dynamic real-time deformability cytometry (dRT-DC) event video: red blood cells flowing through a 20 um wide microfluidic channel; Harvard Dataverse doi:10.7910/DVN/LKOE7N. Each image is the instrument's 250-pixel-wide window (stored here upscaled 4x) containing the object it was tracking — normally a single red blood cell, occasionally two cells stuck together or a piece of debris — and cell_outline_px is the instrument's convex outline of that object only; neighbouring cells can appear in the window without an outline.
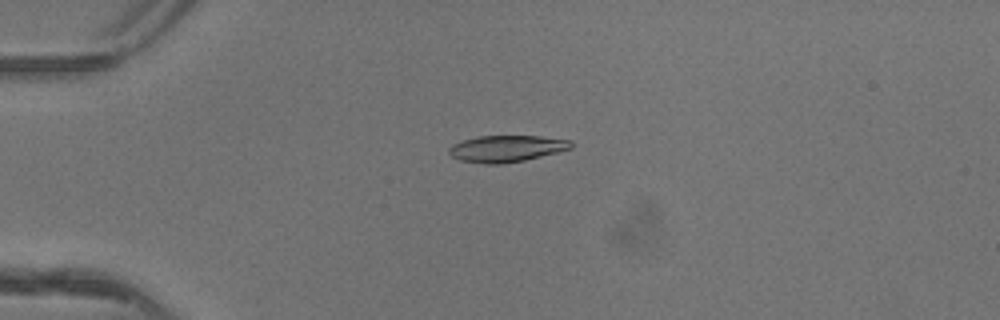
{"species": "common noctule bat (a hibernating species)", "species_latin": "Nyctalus noctula", "temperature_condition": "warm", "stored_images_in_passage": 43, "camera_frame_rate_fps": 3000, "um_per_image_px": 0.085, "animal": {"sex": "female"}, "frame": {"image": 1, "passage_image": 6, "time_ms": 1.667, "image_size_px": [1000, 320], "cell_outline_px": [[572, 148], [524, 160], [500, 164], [484, 164], [460, 160], [452, 156], [448, 152], [448, 148], [452, 144], [476, 136], [540, 136], [572, 140]], "centroid_in_image_um": [43.03, 12.62], "position_along_channel_um": 42.0, "area_um2": 18.84}}
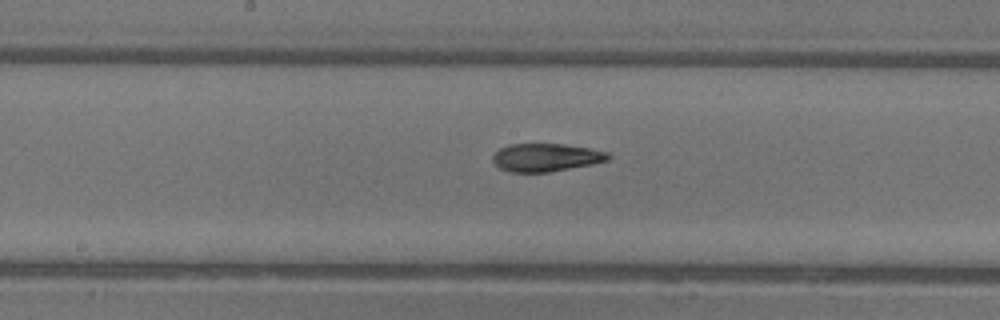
{"frame": {"image": 2, "passage_image": 20, "time_ms": 6.333, "image_size_px": [1000, 320], "cell_outline_px": [[612, 156], [608, 160], [592, 164], [548, 172], [512, 172], [500, 168], [492, 160], [492, 156], [500, 148], [508, 144], [564, 144], [588, 148], [608, 152]], "centroid_in_image_um": [46.41, 13.38], "position_along_channel_um": 201.8, "area_um2": 18.73}}
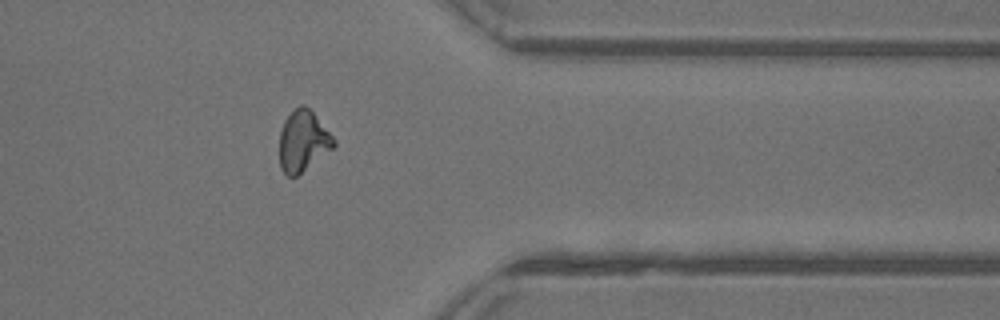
{"frame": {"image": 3, "passage_image": 34, "time_ms": 11.0, "image_size_px": [1000, 320], "cell_outline_px": [[336, 144], [332, 148], [296, 176], [288, 176], [280, 168], [280, 132], [284, 120], [300, 104], [304, 104], [312, 112], [336, 140]], "centroid_in_image_um": [25.74, 11.98], "position_along_channel_um": 385.7, "area_um2": 18.79}, "authors_computed_cell_mechanics": {"area_um2": 19.1318, "velocity_mm_per_s": 4.1687, "shape_relaxation_time_tau1_ms": 9.6749, "shape_relaxation_time_tau2_ms": 2.8579, "deformation_change_tau1": 0.274, "deformation_change_tau2": 0.0989}}